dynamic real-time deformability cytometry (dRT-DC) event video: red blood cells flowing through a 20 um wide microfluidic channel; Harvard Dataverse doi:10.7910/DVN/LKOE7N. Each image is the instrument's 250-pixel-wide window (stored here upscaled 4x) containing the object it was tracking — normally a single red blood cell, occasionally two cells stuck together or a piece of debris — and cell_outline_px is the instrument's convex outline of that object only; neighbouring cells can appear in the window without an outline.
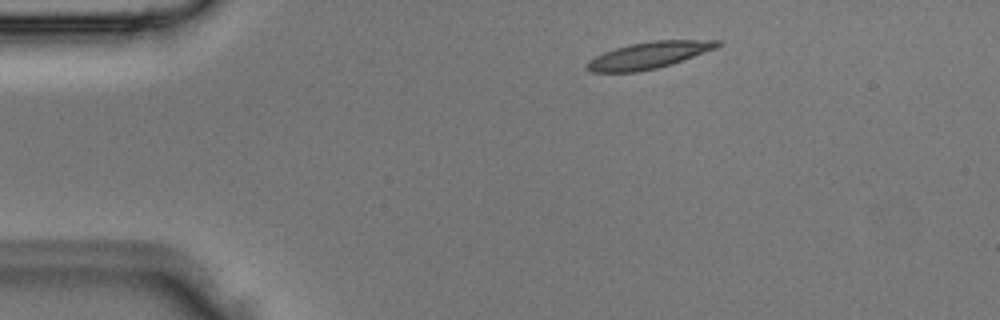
{"species": "Egyptian fruit bat (a non-hibernating species)", "species_latin": "Rousettus aegyptiacus", "temperature_condition": "room temperature", "stored_images_in_passage": 3, "segment_of_instrument_passage": [1, 2], "camera_frame_rate_fps": 3000, "um_per_image_px": 0.085, "animal": {"sex": "male"}, "frame": {"image": 1, "passage_image": 1, "time_ms": 0.0, "image_size_px": [1000, 320], "cell_outline_px": [[720, 44], [716, 48], [672, 64], [656, 68], [636, 72], [592, 72], [588, 68], [588, 60], [604, 52], [628, 44], [652, 40], [720, 40]], "centroid_in_image_um": [55.16, 4.68], "position_along_channel_um": 29.8, "area_um2": 20.06}}